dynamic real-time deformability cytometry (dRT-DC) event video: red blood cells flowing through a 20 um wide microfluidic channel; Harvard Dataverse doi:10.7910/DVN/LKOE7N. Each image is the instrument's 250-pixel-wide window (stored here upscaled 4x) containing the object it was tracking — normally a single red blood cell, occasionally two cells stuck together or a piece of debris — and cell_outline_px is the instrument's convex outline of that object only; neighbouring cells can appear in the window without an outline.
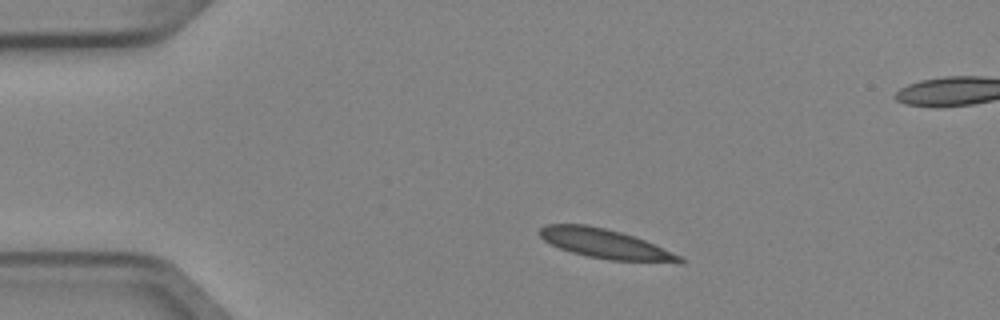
{"species": "Egyptian fruit bat (a non-hibernating species)", "species_latin": "Rousettus aegyptiacus", "temperature_condition": "cold", "stored_images_in_passage": 3, "segment_of_instrument_passage": [1, 2], "camera_frame_rate_fps": 3000, "um_per_image_px": 0.085, "animal": {"sex": "female"}, "frame": {"image": 1, "passage_image": 1, "time_ms": 0.0, "image_size_px": [1000, 320], "cell_outline_px": [[684, 264], [680, 264], [608, 260], [588, 256], [572, 252], [560, 248], [544, 240], [540, 236], [540, 228], [548, 224], [584, 224], [604, 228], [620, 232], [644, 240], [680, 256], [684, 260]], "centroid_in_image_um": [51.49, 20.75], "position_along_channel_um": 33.5, "area_um2": 23.87}}